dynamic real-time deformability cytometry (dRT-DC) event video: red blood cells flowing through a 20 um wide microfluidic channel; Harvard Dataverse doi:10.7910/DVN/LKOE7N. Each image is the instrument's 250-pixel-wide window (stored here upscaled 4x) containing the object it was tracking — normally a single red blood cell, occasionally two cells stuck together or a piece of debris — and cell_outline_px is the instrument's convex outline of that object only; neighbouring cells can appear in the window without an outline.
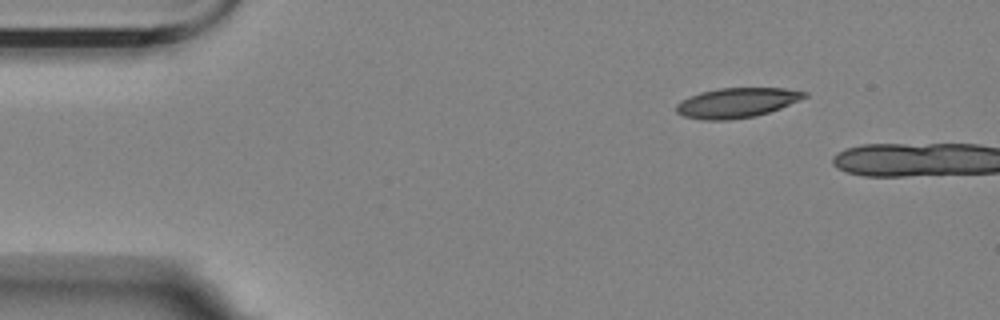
{"species": "Egyptian fruit bat (a non-hibernating species)", "species_latin": "Rousettus aegyptiacus", "temperature_condition": "room temperature", "stored_images_in_passage": 3, "camera_frame_rate_fps": 3000, "um_per_image_px": 0.085, "animal": {"sex": "female"}, "frame": {"image": 1, "passage_image": 1, "time_ms": 0.0, "image_size_px": [1000, 320], "cell_outline_px": [[808, 96], [800, 100], [780, 108], [756, 116], [728, 120], [704, 120], [684, 116], [676, 112], [676, 104], [688, 96], [700, 92], [720, 88], [784, 88], [808, 92]], "centroid_in_image_um": [62.62, 8.73], "position_along_channel_um": 22.4, "area_um2": 22.31}}